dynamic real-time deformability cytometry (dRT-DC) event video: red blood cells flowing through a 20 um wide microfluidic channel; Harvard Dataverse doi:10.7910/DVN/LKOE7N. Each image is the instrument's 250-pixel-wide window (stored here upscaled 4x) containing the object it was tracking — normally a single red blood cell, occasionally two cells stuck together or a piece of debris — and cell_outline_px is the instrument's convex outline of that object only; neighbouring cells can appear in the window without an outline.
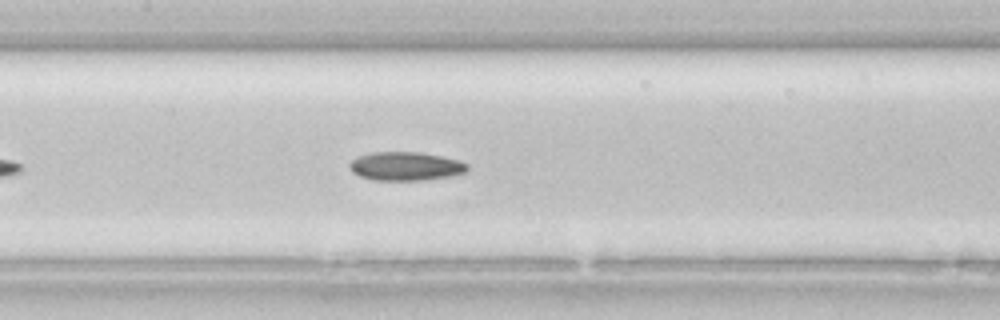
{"species": "common noctule bat (a hibernating species)", "species_latin": "Nyctalus noctula", "temperature_condition": "room temperature", "stored_images_in_passage": 35, "camera_frame_rate_fps": 3000, "um_per_image_px": 0.085, "animal": {"sex": "female", "body_mass_g": 22.7, "forearm_length_mm": 54.2}, "frame": {"image": 1, "passage_image": 11, "time_ms": 3.333, "image_size_px": [1000, 320], "cell_outline_px": [[468, 168], [464, 172], [448, 176], [424, 180], [372, 180], [360, 176], [352, 172], [348, 164], [356, 156], [372, 152], [420, 152], [460, 160], [468, 164]], "centroid_in_image_um": [34.44, 14.12], "position_along_channel_um": 173.0, "area_um2": 19.65}}